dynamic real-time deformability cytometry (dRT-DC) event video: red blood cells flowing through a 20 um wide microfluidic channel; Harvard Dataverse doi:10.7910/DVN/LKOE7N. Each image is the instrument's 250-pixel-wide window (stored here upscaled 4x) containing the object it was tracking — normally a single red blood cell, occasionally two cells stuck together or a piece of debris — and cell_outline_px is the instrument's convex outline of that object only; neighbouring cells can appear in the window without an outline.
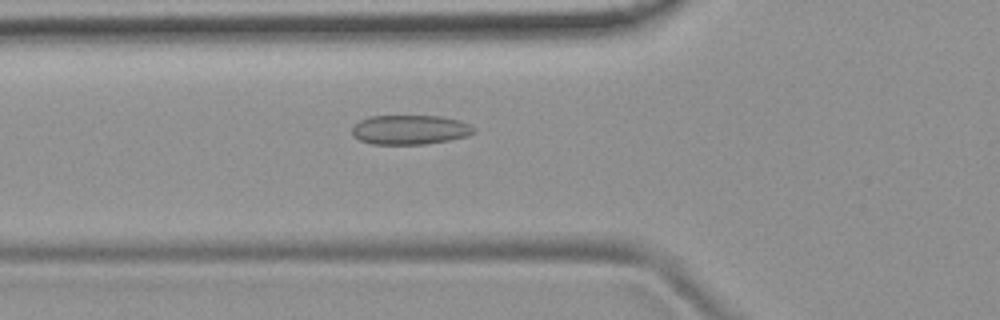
{"species": "common noctule bat (a hibernating species)", "species_latin": "Nyctalus noctula", "temperature_condition": "room temperature", "stored_images_in_passage": 45, "camera_frame_rate_fps": 3000, "um_per_image_px": 0.085, "animal": {"sex": "female", "body_mass_g": 19.9}, "frame": {"image": 1, "passage_image": 11, "time_ms": 3.333, "image_size_px": [1000, 320], "cell_outline_px": [[476, 132], [468, 136], [448, 140], [424, 144], [372, 144], [360, 140], [352, 136], [352, 124], [368, 116], [440, 116], [460, 120], [476, 128]], "centroid_in_image_um": [34.83, 11.02], "position_along_channel_um": 91.0, "area_um2": 21.1}}
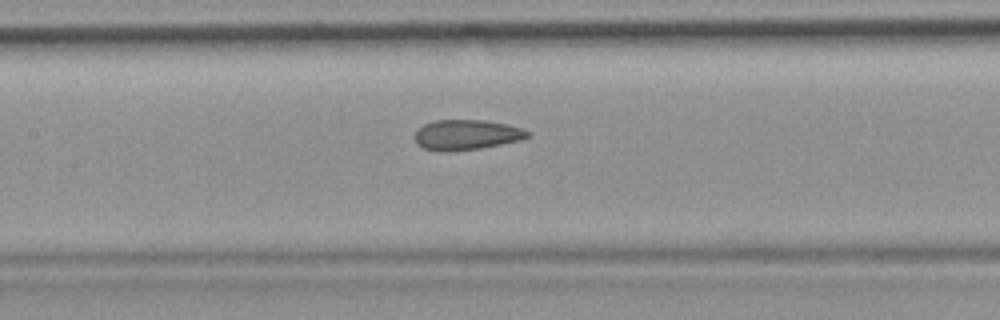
{"frame": {"image": 2, "passage_image": 17, "time_ms": 5.333, "image_size_px": [1000, 320], "cell_outline_px": [[528, 136], [520, 140], [500, 144], [476, 148], [448, 152], [440, 152], [424, 148], [416, 144], [412, 136], [424, 124], [436, 120], [484, 120], [504, 124], [520, 128], [528, 132]], "centroid_in_image_um": [39.56, 11.46], "position_along_channel_um": 167.8, "area_um2": 19.59}}
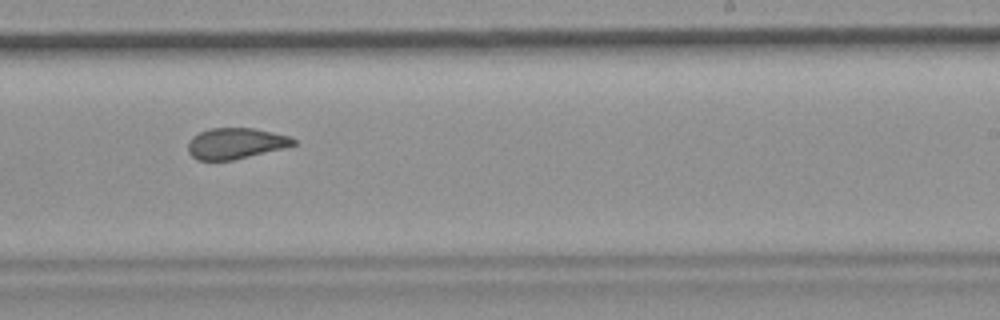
{"frame": {"image": 3, "passage_image": 25, "time_ms": 8.0, "image_size_px": [1000, 320], "cell_outline_px": [[296, 144], [284, 148], [232, 160], [196, 160], [188, 152], [188, 140], [192, 136], [208, 128], [252, 128], [292, 136], [296, 140]], "centroid_in_image_um": [20.02, 12.18], "position_along_channel_um": 269.0, "area_um2": 19.07}, "authors_computed_cell_mechanics": {"area_um2": 20.1722, "velocity_mm_per_s": 3.8136, "shape_relaxation_time_tau1_ms": null, "shape_relaxation_time_tau2_ms": 1.5014, "deformation_change_tau1": null, "deformation_change_tau2": 0.0796}}